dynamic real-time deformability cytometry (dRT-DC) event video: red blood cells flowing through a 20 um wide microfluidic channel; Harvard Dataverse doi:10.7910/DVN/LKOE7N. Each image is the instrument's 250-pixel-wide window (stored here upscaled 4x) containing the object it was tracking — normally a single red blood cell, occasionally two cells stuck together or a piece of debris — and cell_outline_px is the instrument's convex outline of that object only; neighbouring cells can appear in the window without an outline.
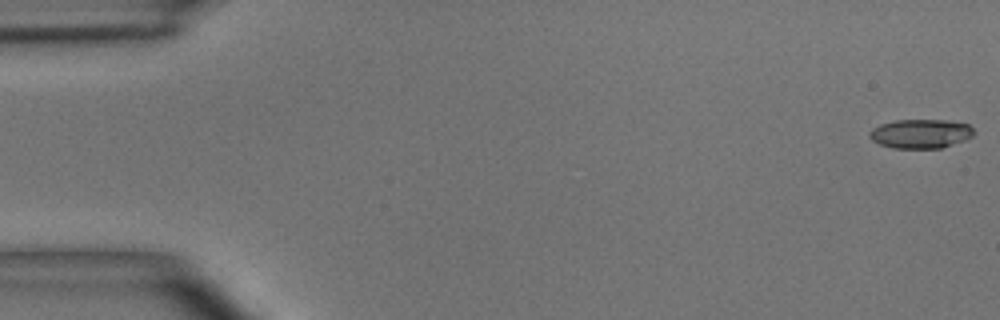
{"species": "common noctule bat (a hibernating species)", "species_latin": "Nyctalus noctula", "temperature_condition": "room temperature", "stored_images_in_passage": 6, "segment_of_instrument_passage": [1, 2], "camera_frame_rate_fps": 3000, "um_per_image_px": 0.085, "animal": {"sex": "male", "body_mass_g": 15.6}, "frame": {"image": 1, "passage_image": 1, "time_ms": 0.0, "image_size_px": [1000, 320], "cell_outline_px": [[976, 132], [972, 136], [964, 140], [940, 148], [892, 148], [880, 144], [872, 140], [868, 136], [868, 132], [872, 128], [880, 124], [896, 120], [948, 120], [968, 124]], "centroid_in_image_um": [78.23, 11.36], "position_along_channel_um": 6.8, "area_um2": 17.74}}
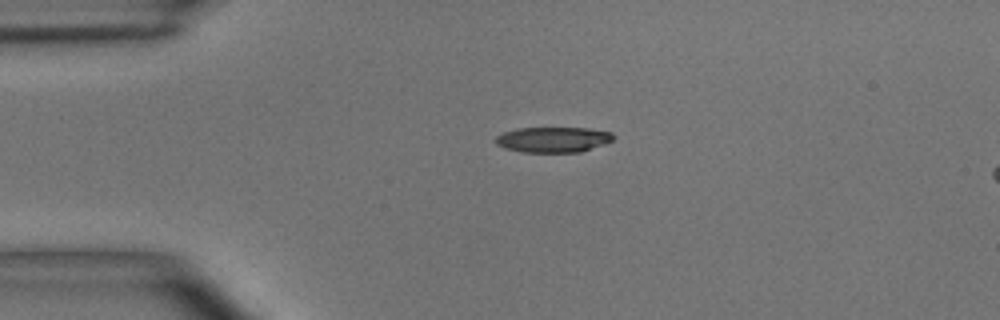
{"frame": {"image": 2, "passage_image": 4, "time_ms": 3.667, "image_size_px": [1000, 320], "cell_outline_px": [[616, 136], [612, 140], [604, 144], [580, 152], [524, 152], [504, 148], [496, 144], [496, 136], [504, 132], [516, 128], [588, 128], [612, 132]], "centroid_in_image_um": [47.03, 11.86], "position_along_channel_um": 38.0, "area_um2": 17.46}}